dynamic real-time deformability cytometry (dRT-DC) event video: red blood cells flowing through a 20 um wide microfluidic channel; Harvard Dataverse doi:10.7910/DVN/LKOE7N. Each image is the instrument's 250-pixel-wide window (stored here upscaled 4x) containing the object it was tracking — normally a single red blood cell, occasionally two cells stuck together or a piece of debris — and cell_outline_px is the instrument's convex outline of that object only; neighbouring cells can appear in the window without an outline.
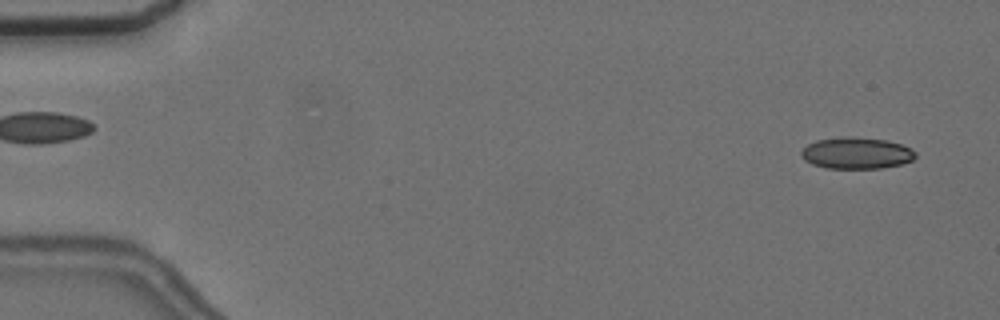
{"species": "common noctule bat (a hibernating species)", "species_latin": "Nyctalus noctula", "temperature_condition": "cold", "stored_images_in_passage": 4, "camera_frame_rate_fps": 3000, "um_per_image_px": 0.085, "animal": {"sex": "female", "body_mass_g": 24.6, "forearm_length_mm": 56.2}, "frame": {"image": 1, "passage_image": 4, "time_ms": 5.333, "image_size_px": [1000, 320], "cell_outline_px": [[916, 156], [912, 160], [900, 164], [880, 168], [824, 168], [812, 164], [804, 160], [800, 156], [800, 152], [808, 144], [816, 140], [844, 136], [852, 136], [888, 140], [900, 144], [916, 152]], "centroid_in_image_um": [72.76, 13.0], "position_along_channel_um": 12.2, "area_um2": 21.04}}